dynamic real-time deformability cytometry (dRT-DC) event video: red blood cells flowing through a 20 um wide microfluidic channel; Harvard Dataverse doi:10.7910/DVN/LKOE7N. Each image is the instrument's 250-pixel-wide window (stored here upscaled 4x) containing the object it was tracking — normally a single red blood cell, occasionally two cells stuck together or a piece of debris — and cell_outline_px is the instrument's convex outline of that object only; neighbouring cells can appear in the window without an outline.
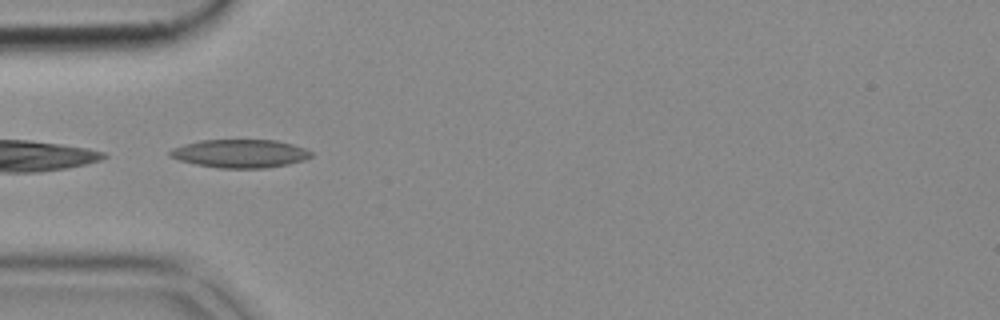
{"species": "common noctule bat (a hibernating species)", "species_latin": "Nyctalus noctula", "temperature_condition": "cold", "stored_images_in_passage": 6, "camera_frame_rate_fps": 3000, "um_per_image_px": 0.085, "animal": {"sex": "female", "body_mass_g": 18.4}, "frame": {"image": 1, "passage_image": 1, "time_ms": 0.0, "image_size_px": [1000, 320], "cell_outline_px": [[312, 156], [304, 160], [288, 164], [268, 168], [220, 168], [196, 164], [180, 160], [168, 156], [168, 152], [172, 148], [184, 144], [200, 140], [276, 140], [292, 144], [304, 148], [312, 152]], "centroid_in_image_um": [20.4, 13.05], "position_along_channel_um": 64.6, "area_um2": 23.29}}